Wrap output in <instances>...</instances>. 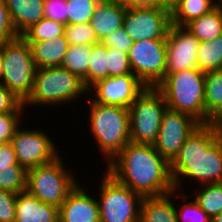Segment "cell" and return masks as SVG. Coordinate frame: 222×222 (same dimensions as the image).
<instances>
[{
	"instance_id": "obj_1",
	"label": "cell",
	"mask_w": 222,
	"mask_h": 222,
	"mask_svg": "<svg viewBox=\"0 0 222 222\" xmlns=\"http://www.w3.org/2000/svg\"><path fill=\"white\" fill-rule=\"evenodd\" d=\"M106 171L142 197L172 192L170 163L153 144L129 142L108 164Z\"/></svg>"
},
{
	"instance_id": "obj_2",
	"label": "cell",
	"mask_w": 222,
	"mask_h": 222,
	"mask_svg": "<svg viewBox=\"0 0 222 222\" xmlns=\"http://www.w3.org/2000/svg\"><path fill=\"white\" fill-rule=\"evenodd\" d=\"M170 172L178 192L188 179L196 185L222 183V132L201 124L170 163Z\"/></svg>"
},
{
	"instance_id": "obj_3",
	"label": "cell",
	"mask_w": 222,
	"mask_h": 222,
	"mask_svg": "<svg viewBox=\"0 0 222 222\" xmlns=\"http://www.w3.org/2000/svg\"><path fill=\"white\" fill-rule=\"evenodd\" d=\"M87 99V126L97 149L108 164L130 142L129 110L125 107L96 103L89 96Z\"/></svg>"
},
{
	"instance_id": "obj_4",
	"label": "cell",
	"mask_w": 222,
	"mask_h": 222,
	"mask_svg": "<svg viewBox=\"0 0 222 222\" xmlns=\"http://www.w3.org/2000/svg\"><path fill=\"white\" fill-rule=\"evenodd\" d=\"M88 89L83 80L62 66L44 67L36 69L32 91L23 102L27 108L37 106L69 105L77 98L88 97ZM26 105L27 108H26ZM36 105V106H35Z\"/></svg>"
},
{
	"instance_id": "obj_5",
	"label": "cell",
	"mask_w": 222,
	"mask_h": 222,
	"mask_svg": "<svg viewBox=\"0 0 222 222\" xmlns=\"http://www.w3.org/2000/svg\"><path fill=\"white\" fill-rule=\"evenodd\" d=\"M162 93L167 108L187 113L201 124L205 123V73L198 69H186L165 74L156 86Z\"/></svg>"
},
{
	"instance_id": "obj_6",
	"label": "cell",
	"mask_w": 222,
	"mask_h": 222,
	"mask_svg": "<svg viewBox=\"0 0 222 222\" xmlns=\"http://www.w3.org/2000/svg\"><path fill=\"white\" fill-rule=\"evenodd\" d=\"M64 160L60 154L49 163L28 169L26 191L40 201L59 208L78 184L75 172L65 167Z\"/></svg>"
},
{
	"instance_id": "obj_7",
	"label": "cell",
	"mask_w": 222,
	"mask_h": 222,
	"mask_svg": "<svg viewBox=\"0 0 222 222\" xmlns=\"http://www.w3.org/2000/svg\"><path fill=\"white\" fill-rule=\"evenodd\" d=\"M3 73L0 82L24 102L30 95L36 66L29 44L21 37L3 42Z\"/></svg>"
},
{
	"instance_id": "obj_8",
	"label": "cell",
	"mask_w": 222,
	"mask_h": 222,
	"mask_svg": "<svg viewBox=\"0 0 222 222\" xmlns=\"http://www.w3.org/2000/svg\"><path fill=\"white\" fill-rule=\"evenodd\" d=\"M103 173L97 195L100 222H140L143 197L118 182L106 170Z\"/></svg>"
},
{
	"instance_id": "obj_9",
	"label": "cell",
	"mask_w": 222,
	"mask_h": 222,
	"mask_svg": "<svg viewBox=\"0 0 222 222\" xmlns=\"http://www.w3.org/2000/svg\"><path fill=\"white\" fill-rule=\"evenodd\" d=\"M166 109L162 93L156 87H146L128 108L130 142L153 144Z\"/></svg>"
},
{
	"instance_id": "obj_10",
	"label": "cell",
	"mask_w": 222,
	"mask_h": 222,
	"mask_svg": "<svg viewBox=\"0 0 222 222\" xmlns=\"http://www.w3.org/2000/svg\"><path fill=\"white\" fill-rule=\"evenodd\" d=\"M128 57L135 75L146 87H156L166 74V40L133 42Z\"/></svg>"
},
{
	"instance_id": "obj_11",
	"label": "cell",
	"mask_w": 222,
	"mask_h": 222,
	"mask_svg": "<svg viewBox=\"0 0 222 222\" xmlns=\"http://www.w3.org/2000/svg\"><path fill=\"white\" fill-rule=\"evenodd\" d=\"M46 131L18 128L11 139L17 162L26 170L49 163L61 153Z\"/></svg>"
},
{
	"instance_id": "obj_12",
	"label": "cell",
	"mask_w": 222,
	"mask_h": 222,
	"mask_svg": "<svg viewBox=\"0 0 222 222\" xmlns=\"http://www.w3.org/2000/svg\"><path fill=\"white\" fill-rule=\"evenodd\" d=\"M171 25V10L162 6L127 8L123 28L130 38L166 40Z\"/></svg>"
},
{
	"instance_id": "obj_13",
	"label": "cell",
	"mask_w": 222,
	"mask_h": 222,
	"mask_svg": "<svg viewBox=\"0 0 222 222\" xmlns=\"http://www.w3.org/2000/svg\"><path fill=\"white\" fill-rule=\"evenodd\" d=\"M201 125L193 116L167 108L153 147L169 163L179 154L188 137Z\"/></svg>"
},
{
	"instance_id": "obj_14",
	"label": "cell",
	"mask_w": 222,
	"mask_h": 222,
	"mask_svg": "<svg viewBox=\"0 0 222 222\" xmlns=\"http://www.w3.org/2000/svg\"><path fill=\"white\" fill-rule=\"evenodd\" d=\"M145 88L135 75L126 74L98 81L88 90V95L96 103L129 108Z\"/></svg>"
},
{
	"instance_id": "obj_15",
	"label": "cell",
	"mask_w": 222,
	"mask_h": 222,
	"mask_svg": "<svg viewBox=\"0 0 222 222\" xmlns=\"http://www.w3.org/2000/svg\"><path fill=\"white\" fill-rule=\"evenodd\" d=\"M199 44L184 26L171 24L166 37V74L197 69Z\"/></svg>"
},
{
	"instance_id": "obj_16",
	"label": "cell",
	"mask_w": 222,
	"mask_h": 222,
	"mask_svg": "<svg viewBox=\"0 0 222 222\" xmlns=\"http://www.w3.org/2000/svg\"><path fill=\"white\" fill-rule=\"evenodd\" d=\"M80 182L58 208L59 222H100L99 204Z\"/></svg>"
},
{
	"instance_id": "obj_17",
	"label": "cell",
	"mask_w": 222,
	"mask_h": 222,
	"mask_svg": "<svg viewBox=\"0 0 222 222\" xmlns=\"http://www.w3.org/2000/svg\"><path fill=\"white\" fill-rule=\"evenodd\" d=\"M126 9L124 5L99 0L90 20L99 42L123 27Z\"/></svg>"
},
{
	"instance_id": "obj_18",
	"label": "cell",
	"mask_w": 222,
	"mask_h": 222,
	"mask_svg": "<svg viewBox=\"0 0 222 222\" xmlns=\"http://www.w3.org/2000/svg\"><path fill=\"white\" fill-rule=\"evenodd\" d=\"M15 222H58V208L27 191L17 193Z\"/></svg>"
},
{
	"instance_id": "obj_19",
	"label": "cell",
	"mask_w": 222,
	"mask_h": 222,
	"mask_svg": "<svg viewBox=\"0 0 222 222\" xmlns=\"http://www.w3.org/2000/svg\"><path fill=\"white\" fill-rule=\"evenodd\" d=\"M5 4L19 36L44 18V0H5Z\"/></svg>"
},
{
	"instance_id": "obj_20",
	"label": "cell",
	"mask_w": 222,
	"mask_h": 222,
	"mask_svg": "<svg viewBox=\"0 0 222 222\" xmlns=\"http://www.w3.org/2000/svg\"><path fill=\"white\" fill-rule=\"evenodd\" d=\"M37 69L44 67L61 66L69 48V42L64 35L51 40L27 42Z\"/></svg>"
},
{
	"instance_id": "obj_21",
	"label": "cell",
	"mask_w": 222,
	"mask_h": 222,
	"mask_svg": "<svg viewBox=\"0 0 222 222\" xmlns=\"http://www.w3.org/2000/svg\"><path fill=\"white\" fill-rule=\"evenodd\" d=\"M173 198L174 190L161 196L143 197L140 222H178Z\"/></svg>"
},
{
	"instance_id": "obj_22",
	"label": "cell",
	"mask_w": 222,
	"mask_h": 222,
	"mask_svg": "<svg viewBox=\"0 0 222 222\" xmlns=\"http://www.w3.org/2000/svg\"><path fill=\"white\" fill-rule=\"evenodd\" d=\"M200 42L212 41L222 34V6L191 20L184 26Z\"/></svg>"
},
{
	"instance_id": "obj_23",
	"label": "cell",
	"mask_w": 222,
	"mask_h": 222,
	"mask_svg": "<svg viewBox=\"0 0 222 222\" xmlns=\"http://www.w3.org/2000/svg\"><path fill=\"white\" fill-rule=\"evenodd\" d=\"M215 7L213 0H179L171 10V24L185 26L191 20L209 13Z\"/></svg>"
},
{
	"instance_id": "obj_24",
	"label": "cell",
	"mask_w": 222,
	"mask_h": 222,
	"mask_svg": "<svg viewBox=\"0 0 222 222\" xmlns=\"http://www.w3.org/2000/svg\"><path fill=\"white\" fill-rule=\"evenodd\" d=\"M91 56L89 45H69L61 66L79 76L88 89V65Z\"/></svg>"
},
{
	"instance_id": "obj_25",
	"label": "cell",
	"mask_w": 222,
	"mask_h": 222,
	"mask_svg": "<svg viewBox=\"0 0 222 222\" xmlns=\"http://www.w3.org/2000/svg\"><path fill=\"white\" fill-rule=\"evenodd\" d=\"M196 64L197 69L204 73L222 66V34L212 41L200 42Z\"/></svg>"
},
{
	"instance_id": "obj_26",
	"label": "cell",
	"mask_w": 222,
	"mask_h": 222,
	"mask_svg": "<svg viewBox=\"0 0 222 222\" xmlns=\"http://www.w3.org/2000/svg\"><path fill=\"white\" fill-rule=\"evenodd\" d=\"M197 190L189 198L193 197L211 218L222 212V183L197 185Z\"/></svg>"
},
{
	"instance_id": "obj_27",
	"label": "cell",
	"mask_w": 222,
	"mask_h": 222,
	"mask_svg": "<svg viewBox=\"0 0 222 222\" xmlns=\"http://www.w3.org/2000/svg\"><path fill=\"white\" fill-rule=\"evenodd\" d=\"M64 28L63 23L44 17L39 22L31 25L20 36L26 42L47 41L64 35Z\"/></svg>"
},
{
	"instance_id": "obj_28",
	"label": "cell",
	"mask_w": 222,
	"mask_h": 222,
	"mask_svg": "<svg viewBox=\"0 0 222 222\" xmlns=\"http://www.w3.org/2000/svg\"><path fill=\"white\" fill-rule=\"evenodd\" d=\"M88 65V90L98 81L108 78L107 46L101 42L91 46Z\"/></svg>"
},
{
	"instance_id": "obj_29",
	"label": "cell",
	"mask_w": 222,
	"mask_h": 222,
	"mask_svg": "<svg viewBox=\"0 0 222 222\" xmlns=\"http://www.w3.org/2000/svg\"><path fill=\"white\" fill-rule=\"evenodd\" d=\"M222 102V69L205 73V122L207 116Z\"/></svg>"
},
{
	"instance_id": "obj_30",
	"label": "cell",
	"mask_w": 222,
	"mask_h": 222,
	"mask_svg": "<svg viewBox=\"0 0 222 222\" xmlns=\"http://www.w3.org/2000/svg\"><path fill=\"white\" fill-rule=\"evenodd\" d=\"M174 196L181 197L179 199L184 201L182 204H176L175 206L178 222H211V217L200 208L194 198H190L192 200L188 201V196L183 191L178 193L176 189H174Z\"/></svg>"
},
{
	"instance_id": "obj_31",
	"label": "cell",
	"mask_w": 222,
	"mask_h": 222,
	"mask_svg": "<svg viewBox=\"0 0 222 222\" xmlns=\"http://www.w3.org/2000/svg\"><path fill=\"white\" fill-rule=\"evenodd\" d=\"M27 170L20 165L0 167V189L12 193L26 191Z\"/></svg>"
},
{
	"instance_id": "obj_32",
	"label": "cell",
	"mask_w": 222,
	"mask_h": 222,
	"mask_svg": "<svg viewBox=\"0 0 222 222\" xmlns=\"http://www.w3.org/2000/svg\"><path fill=\"white\" fill-rule=\"evenodd\" d=\"M64 36L69 45H95L100 43L90 24H66L64 28Z\"/></svg>"
},
{
	"instance_id": "obj_33",
	"label": "cell",
	"mask_w": 222,
	"mask_h": 222,
	"mask_svg": "<svg viewBox=\"0 0 222 222\" xmlns=\"http://www.w3.org/2000/svg\"><path fill=\"white\" fill-rule=\"evenodd\" d=\"M67 24L88 23L99 0H66Z\"/></svg>"
},
{
	"instance_id": "obj_34",
	"label": "cell",
	"mask_w": 222,
	"mask_h": 222,
	"mask_svg": "<svg viewBox=\"0 0 222 222\" xmlns=\"http://www.w3.org/2000/svg\"><path fill=\"white\" fill-rule=\"evenodd\" d=\"M108 77L132 74L128 53L107 47Z\"/></svg>"
},
{
	"instance_id": "obj_35",
	"label": "cell",
	"mask_w": 222,
	"mask_h": 222,
	"mask_svg": "<svg viewBox=\"0 0 222 222\" xmlns=\"http://www.w3.org/2000/svg\"><path fill=\"white\" fill-rule=\"evenodd\" d=\"M25 112H7L0 113V140L4 143H10L15 131L23 125V116ZM22 116V117H21Z\"/></svg>"
},
{
	"instance_id": "obj_36",
	"label": "cell",
	"mask_w": 222,
	"mask_h": 222,
	"mask_svg": "<svg viewBox=\"0 0 222 222\" xmlns=\"http://www.w3.org/2000/svg\"><path fill=\"white\" fill-rule=\"evenodd\" d=\"M17 193L0 189V222H15Z\"/></svg>"
},
{
	"instance_id": "obj_37",
	"label": "cell",
	"mask_w": 222,
	"mask_h": 222,
	"mask_svg": "<svg viewBox=\"0 0 222 222\" xmlns=\"http://www.w3.org/2000/svg\"><path fill=\"white\" fill-rule=\"evenodd\" d=\"M133 42L134 41L126 33V30L123 27L116 31H113L101 41L103 45L117 49L123 53L129 52V49L132 47Z\"/></svg>"
},
{
	"instance_id": "obj_38",
	"label": "cell",
	"mask_w": 222,
	"mask_h": 222,
	"mask_svg": "<svg viewBox=\"0 0 222 222\" xmlns=\"http://www.w3.org/2000/svg\"><path fill=\"white\" fill-rule=\"evenodd\" d=\"M44 17L50 20L67 24V1L44 0Z\"/></svg>"
},
{
	"instance_id": "obj_39",
	"label": "cell",
	"mask_w": 222,
	"mask_h": 222,
	"mask_svg": "<svg viewBox=\"0 0 222 222\" xmlns=\"http://www.w3.org/2000/svg\"><path fill=\"white\" fill-rule=\"evenodd\" d=\"M24 111L23 102L0 82V113Z\"/></svg>"
},
{
	"instance_id": "obj_40",
	"label": "cell",
	"mask_w": 222,
	"mask_h": 222,
	"mask_svg": "<svg viewBox=\"0 0 222 222\" xmlns=\"http://www.w3.org/2000/svg\"><path fill=\"white\" fill-rule=\"evenodd\" d=\"M19 37L11 22L5 0H0V43L9 42Z\"/></svg>"
},
{
	"instance_id": "obj_41",
	"label": "cell",
	"mask_w": 222,
	"mask_h": 222,
	"mask_svg": "<svg viewBox=\"0 0 222 222\" xmlns=\"http://www.w3.org/2000/svg\"><path fill=\"white\" fill-rule=\"evenodd\" d=\"M19 165L16 154L11 143H3L0 145V167H11Z\"/></svg>"
},
{
	"instance_id": "obj_42",
	"label": "cell",
	"mask_w": 222,
	"mask_h": 222,
	"mask_svg": "<svg viewBox=\"0 0 222 222\" xmlns=\"http://www.w3.org/2000/svg\"><path fill=\"white\" fill-rule=\"evenodd\" d=\"M204 124L222 130V102L207 116Z\"/></svg>"
},
{
	"instance_id": "obj_43",
	"label": "cell",
	"mask_w": 222,
	"mask_h": 222,
	"mask_svg": "<svg viewBox=\"0 0 222 222\" xmlns=\"http://www.w3.org/2000/svg\"><path fill=\"white\" fill-rule=\"evenodd\" d=\"M159 0H128V8L158 7Z\"/></svg>"
},
{
	"instance_id": "obj_44",
	"label": "cell",
	"mask_w": 222,
	"mask_h": 222,
	"mask_svg": "<svg viewBox=\"0 0 222 222\" xmlns=\"http://www.w3.org/2000/svg\"><path fill=\"white\" fill-rule=\"evenodd\" d=\"M179 2V0H159V4L162 7L168 8L170 10Z\"/></svg>"
},
{
	"instance_id": "obj_45",
	"label": "cell",
	"mask_w": 222,
	"mask_h": 222,
	"mask_svg": "<svg viewBox=\"0 0 222 222\" xmlns=\"http://www.w3.org/2000/svg\"><path fill=\"white\" fill-rule=\"evenodd\" d=\"M4 55H3V43H0V79L3 73Z\"/></svg>"
},
{
	"instance_id": "obj_46",
	"label": "cell",
	"mask_w": 222,
	"mask_h": 222,
	"mask_svg": "<svg viewBox=\"0 0 222 222\" xmlns=\"http://www.w3.org/2000/svg\"><path fill=\"white\" fill-rule=\"evenodd\" d=\"M104 1L121 4L128 8V0H104Z\"/></svg>"
},
{
	"instance_id": "obj_47",
	"label": "cell",
	"mask_w": 222,
	"mask_h": 222,
	"mask_svg": "<svg viewBox=\"0 0 222 222\" xmlns=\"http://www.w3.org/2000/svg\"><path fill=\"white\" fill-rule=\"evenodd\" d=\"M211 222H222V212L211 218Z\"/></svg>"
},
{
	"instance_id": "obj_48",
	"label": "cell",
	"mask_w": 222,
	"mask_h": 222,
	"mask_svg": "<svg viewBox=\"0 0 222 222\" xmlns=\"http://www.w3.org/2000/svg\"><path fill=\"white\" fill-rule=\"evenodd\" d=\"M216 6H222V0H213ZM217 1V2H215Z\"/></svg>"
}]
</instances>
